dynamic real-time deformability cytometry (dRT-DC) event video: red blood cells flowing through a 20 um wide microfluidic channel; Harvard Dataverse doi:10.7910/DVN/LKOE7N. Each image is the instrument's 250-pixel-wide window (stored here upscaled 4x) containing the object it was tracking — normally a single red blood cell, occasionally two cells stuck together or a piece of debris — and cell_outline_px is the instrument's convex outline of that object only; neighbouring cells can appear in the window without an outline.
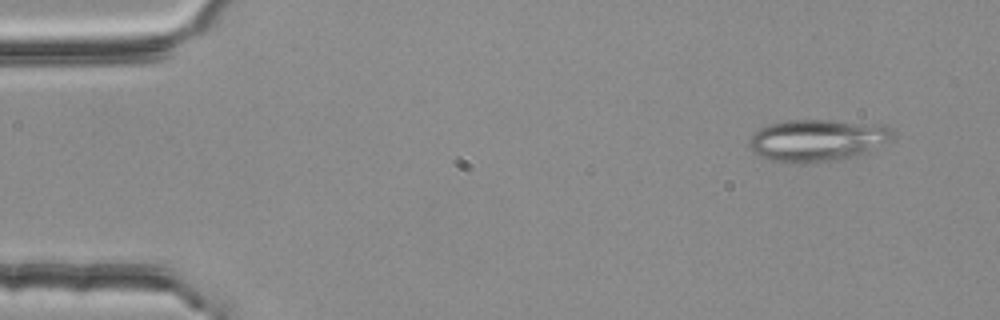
{"species": "common noctule bat (a hibernating species)", "species_latin": "Nyctalus noctula", "temperature_condition": "room temperature", "stored_images_in_passage": 5, "camera_frame_rate_fps": 3000, "um_per_image_px": 0.085, "animal": {"sex": "female", "body_mass_g": 25.1}, "frame": {"image": 1, "passage_image": 1, "time_ms": 0.0, "image_size_px": [1000, 320], "cell_outline_px": [[896, 136], [868, 152], [844, 160], [812, 164], [788, 164], [768, 160], [752, 152], [748, 144], [748, 140], [760, 128], [768, 124], [788, 120], [832, 120], [884, 124]], "centroid_in_image_um": [69.45, 11.95], "position_along_channel_um": 15.5, "area_um2": 36.01}}